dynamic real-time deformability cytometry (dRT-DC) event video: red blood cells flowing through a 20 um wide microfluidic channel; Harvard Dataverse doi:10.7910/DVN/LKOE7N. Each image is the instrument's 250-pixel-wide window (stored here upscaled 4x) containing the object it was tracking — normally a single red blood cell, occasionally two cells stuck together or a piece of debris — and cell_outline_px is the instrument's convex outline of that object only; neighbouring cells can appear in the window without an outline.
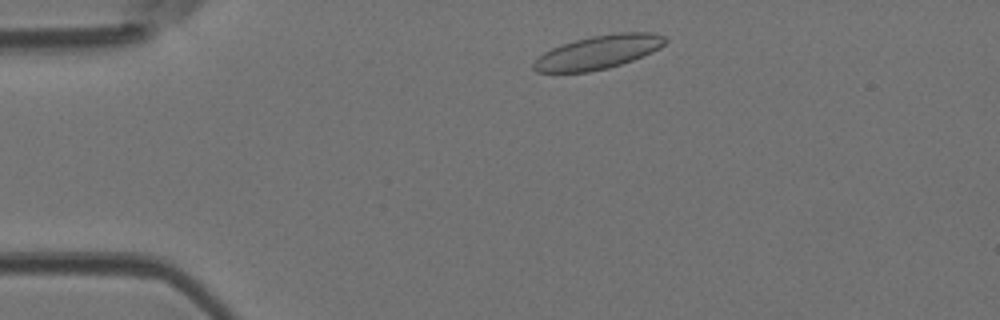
{"species": "Egyptian fruit bat (a non-hibernating species)", "species_latin": "Rousettus aegyptiacus", "temperature_condition": "room temperature", "stored_images_in_passage": 2, "camera_frame_rate_fps": 3000, "um_per_image_px": 0.085, "animal": {"sex": "female"}, "frame": {"image": 1, "passage_image": 1, "time_ms": 0.0, "image_size_px": [1000, 320], "cell_outline_px": [[668, 40], [660, 48], [652, 52], [632, 60], [608, 68], [588, 72], [536, 72], [532, 68], [532, 64], [544, 52], [552, 48], [576, 40], [592, 36], [616, 32], [652, 32], [664, 36]], "centroid_in_image_um": [50.87, 4.43], "position_along_channel_um": 34.1, "area_um2": 25.61}}